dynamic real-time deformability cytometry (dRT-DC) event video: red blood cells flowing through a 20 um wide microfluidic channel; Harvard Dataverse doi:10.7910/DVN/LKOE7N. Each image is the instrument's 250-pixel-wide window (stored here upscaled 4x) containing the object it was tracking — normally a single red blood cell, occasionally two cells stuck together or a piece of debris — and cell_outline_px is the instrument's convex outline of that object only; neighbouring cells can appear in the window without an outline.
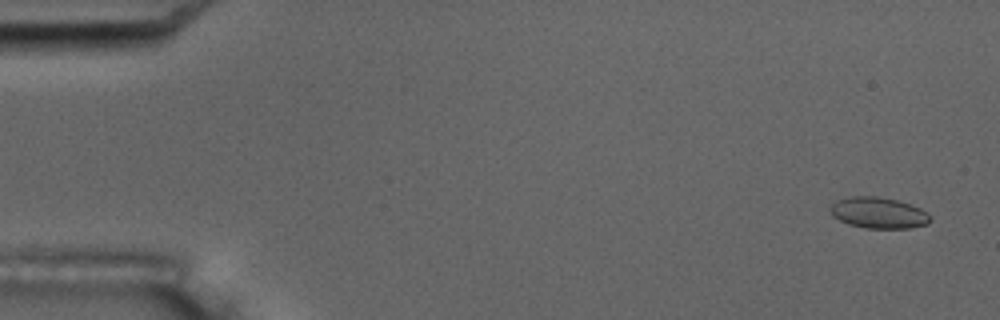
{"species": "common noctule bat (a hibernating species)", "species_latin": "Nyctalus noctula", "temperature_condition": "room temperature", "stored_images_in_passage": 5, "camera_frame_rate_fps": 3000, "um_per_image_px": 0.085, "animal": {"sex": "male", "body_mass_g": 17.5, "forearm_length_mm": 52.3}, "frame": {"image": 1, "passage_image": 1, "time_ms": 0.0, "image_size_px": [1000, 320], "cell_outline_px": [[932, 220], [928, 224], [908, 228], [864, 228], [848, 224], [832, 216], [828, 208], [836, 200], [852, 196], [880, 196], [896, 200], [920, 208], [928, 212], [932, 216]], "centroid_in_image_um": [74.67, 18.09], "position_along_channel_um": 10.3, "area_um2": 18.32}}
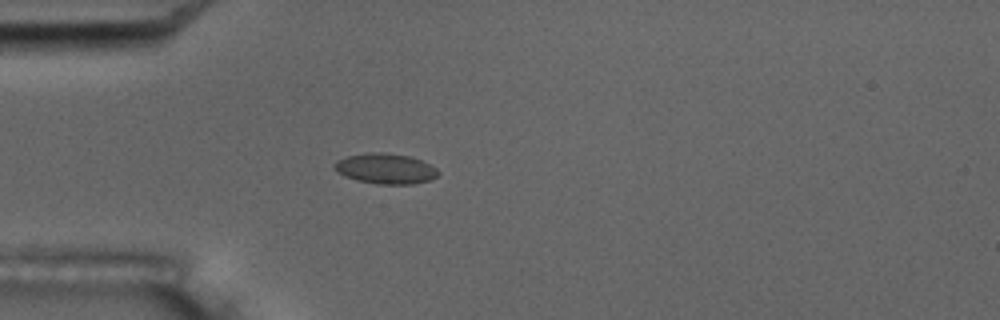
{"frame": {"image": 2, "passage_image": 5, "time_ms": 4.667, "image_size_px": [1000, 320], "cell_outline_px": [[440, 172], [436, 176], [428, 180], [412, 184], [376, 184], [356, 180], [344, 176], [336, 172], [332, 168], [332, 164], [336, 160], [348, 156], [368, 152], [380, 152], [408, 156], [420, 160], [436, 168]], "centroid_in_image_um": [32.69, 14.34], "position_along_channel_um": 52.3, "area_um2": 18.38}}